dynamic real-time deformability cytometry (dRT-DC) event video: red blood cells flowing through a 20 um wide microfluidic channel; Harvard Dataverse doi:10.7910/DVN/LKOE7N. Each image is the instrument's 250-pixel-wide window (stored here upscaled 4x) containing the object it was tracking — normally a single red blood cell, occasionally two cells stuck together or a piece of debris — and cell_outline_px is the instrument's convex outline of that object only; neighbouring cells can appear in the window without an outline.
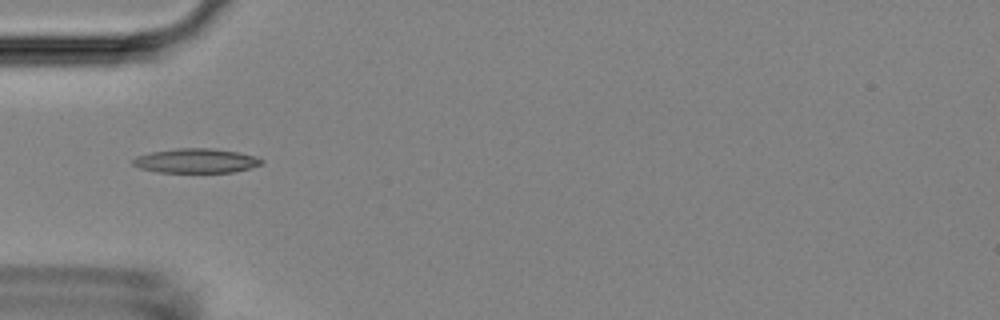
{"species": "Egyptian fruit bat (a non-hibernating species)", "species_latin": "Rousettus aegyptiacus", "temperature_condition": "room temperature", "stored_images_in_passage": 2, "camera_frame_rate_fps": 3000, "um_per_image_px": 0.085, "animal": {"sex": "female"}, "frame": {"image": 1, "passage_image": 2, "time_ms": 0.333, "image_size_px": [1000, 320], "cell_outline_px": [[264, 160], [260, 164], [248, 168], [232, 172], [156, 172], [140, 168], [132, 164], [132, 160], [136, 156], [152, 152], [176, 148], [212, 148], [236, 152], [256, 156]], "centroid_in_image_um": [16.63, 13.66], "position_along_channel_um": 68.4, "area_um2": 18.15}}